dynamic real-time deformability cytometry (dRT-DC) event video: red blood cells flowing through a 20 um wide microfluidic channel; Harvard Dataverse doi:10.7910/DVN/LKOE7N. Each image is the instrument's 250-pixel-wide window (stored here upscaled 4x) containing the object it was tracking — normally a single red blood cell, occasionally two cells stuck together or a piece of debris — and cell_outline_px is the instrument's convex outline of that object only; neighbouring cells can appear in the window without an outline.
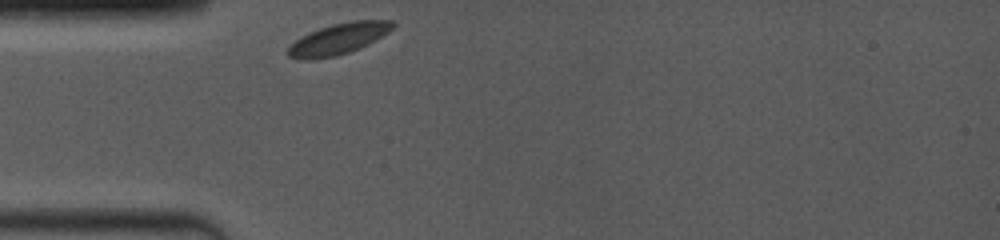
{"species": "common noctule bat (a hibernating species)", "species_latin": "Nyctalus noctula", "temperature_condition": "room temperature", "stored_images_in_passage": 6, "camera_frame_rate_fps": 4000, "um_per_image_px": 0.085, "animal": {"sex": "female", "body_mass_g": 19.0, "forearm_length_mm": 53.3}, "frame": {"image": 1, "passage_image": 1, "time_ms": 0.0, "image_size_px": [1000, 240], "cell_outline_px": [[396, 24], [388, 32], [368, 44], [360, 48], [336, 56], [312, 60], [308, 60], [288, 56], [284, 52], [300, 36], [308, 32], [332, 24], [352, 20], [396, 20]], "centroid_in_image_um": [28.76, 3.3], "position_along_channel_um": 56.2, "area_um2": 19.07}}
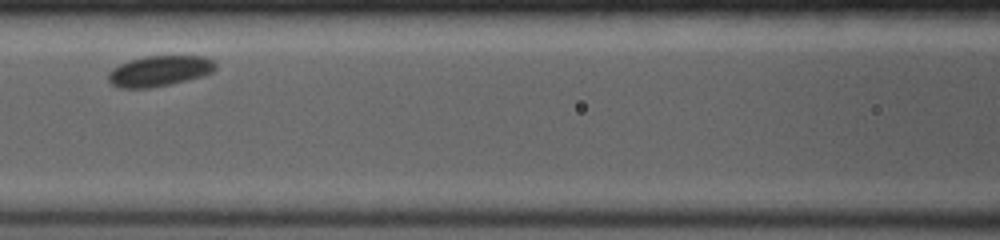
{"frame": {"image": 2, "passage_image": 4, "time_ms": 2.75, "image_size_px": [1000, 240], "cell_outline_px": [[216, 68], [212, 72], [204, 76], [172, 84], [152, 88], [120, 88], [112, 84], [108, 80], [108, 72], [112, 68], [128, 60], [144, 56], [204, 56], [216, 60]], "centroid_in_image_um": [13.57, 6.03], "position_along_channel_um": 153.0, "area_um2": 19.48}}
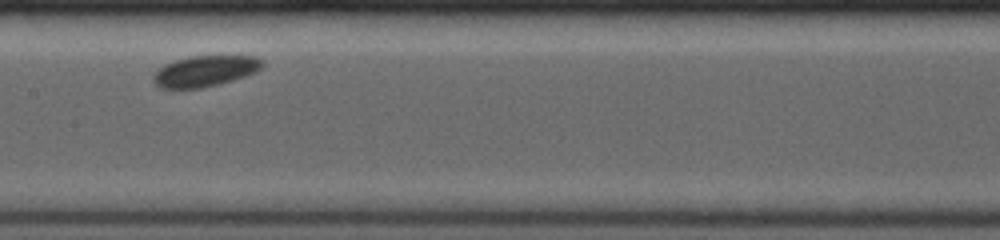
{"frame": {"image": 3, "passage_image": 5, "time_ms": 3.75, "image_size_px": [1000, 240], "cell_outline_px": [[264, 64], [256, 72], [232, 80], [200, 88], [160, 88], [152, 80], [152, 76], [164, 64], [188, 56], [256, 56], [264, 60]], "centroid_in_image_um": [17.43, 6.03], "position_along_channel_um": 190.0, "area_um2": 19.48}}